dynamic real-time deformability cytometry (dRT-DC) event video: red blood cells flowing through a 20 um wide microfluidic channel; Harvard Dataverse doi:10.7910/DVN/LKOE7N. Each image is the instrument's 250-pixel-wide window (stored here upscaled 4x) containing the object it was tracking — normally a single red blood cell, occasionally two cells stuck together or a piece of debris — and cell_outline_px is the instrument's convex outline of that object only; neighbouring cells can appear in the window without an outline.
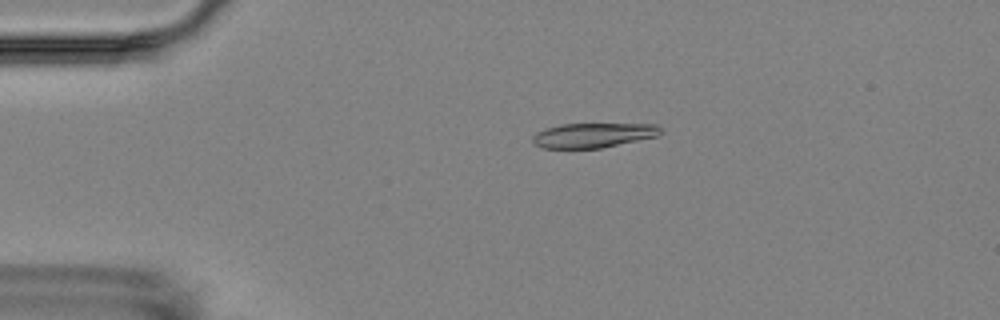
{"species": "Egyptian fruit bat (a non-hibernating species)", "species_latin": "Rousettus aegyptiacus", "temperature_condition": "room temperature", "stored_images_in_passage": 6, "camera_frame_rate_fps": 3000, "um_per_image_px": 0.085, "animal": {"sex": "female"}, "frame": {"image": 1, "passage_image": 6, "time_ms": 6.0, "image_size_px": [1000, 320], "cell_outline_px": [[660, 136], [600, 148], [540, 148], [532, 140], [532, 136], [536, 132], [544, 128], [560, 124], [656, 124], [660, 128]], "centroid_in_image_um": [50.4, 11.49], "position_along_channel_um": 34.6, "area_um2": 18.44}}